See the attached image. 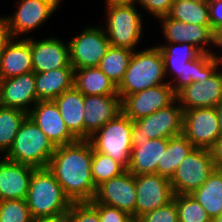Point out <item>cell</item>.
<instances>
[{"instance_id": "1", "label": "cell", "mask_w": 222, "mask_h": 222, "mask_svg": "<svg viewBox=\"0 0 222 222\" xmlns=\"http://www.w3.org/2000/svg\"><path fill=\"white\" fill-rule=\"evenodd\" d=\"M92 145L88 140H77L57 146L48 164L71 202H90L96 194L91 175Z\"/></svg>"}, {"instance_id": "2", "label": "cell", "mask_w": 222, "mask_h": 222, "mask_svg": "<svg viewBox=\"0 0 222 222\" xmlns=\"http://www.w3.org/2000/svg\"><path fill=\"white\" fill-rule=\"evenodd\" d=\"M164 61L165 76L170 72L174 79L167 81L177 94L185 86L212 76L221 67L210 53H202L188 43H167L157 46ZM175 82V83H174Z\"/></svg>"}, {"instance_id": "3", "label": "cell", "mask_w": 222, "mask_h": 222, "mask_svg": "<svg viewBox=\"0 0 222 222\" xmlns=\"http://www.w3.org/2000/svg\"><path fill=\"white\" fill-rule=\"evenodd\" d=\"M26 202L34 220L65 217L72 203L47 167L33 171Z\"/></svg>"}, {"instance_id": "4", "label": "cell", "mask_w": 222, "mask_h": 222, "mask_svg": "<svg viewBox=\"0 0 222 222\" xmlns=\"http://www.w3.org/2000/svg\"><path fill=\"white\" fill-rule=\"evenodd\" d=\"M164 78L166 79L164 61L157 46L134 50L124 77L117 86L118 95L122 99L147 88L168 83L164 82Z\"/></svg>"}, {"instance_id": "5", "label": "cell", "mask_w": 222, "mask_h": 222, "mask_svg": "<svg viewBox=\"0 0 222 222\" xmlns=\"http://www.w3.org/2000/svg\"><path fill=\"white\" fill-rule=\"evenodd\" d=\"M55 150L53 142L27 116L19 127L11 149L4 157L34 168H46Z\"/></svg>"}, {"instance_id": "6", "label": "cell", "mask_w": 222, "mask_h": 222, "mask_svg": "<svg viewBox=\"0 0 222 222\" xmlns=\"http://www.w3.org/2000/svg\"><path fill=\"white\" fill-rule=\"evenodd\" d=\"M132 122L123 112L108 121L89 137L93 150L110 156L127 169L132 151Z\"/></svg>"}, {"instance_id": "7", "label": "cell", "mask_w": 222, "mask_h": 222, "mask_svg": "<svg viewBox=\"0 0 222 222\" xmlns=\"http://www.w3.org/2000/svg\"><path fill=\"white\" fill-rule=\"evenodd\" d=\"M106 30L110 46L134 51L142 37V15L136 4L106 2Z\"/></svg>"}, {"instance_id": "8", "label": "cell", "mask_w": 222, "mask_h": 222, "mask_svg": "<svg viewBox=\"0 0 222 222\" xmlns=\"http://www.w3.org/2000/svg\"><path fill=\"white\" fill-rule=\"evenodd\" d=\"M215 169L209 149L194 148L177 166L169 179L175 195L191 194Z\"/></svg>"}, {"instance_id": "9", "label": "cell", "mask_w": 222, "mask_h": 222, "mask_svg": "<svg viewBox=\"0 0 222 222\" xmlns=\"http://www.w3.org/2000/svg\"><path fill=\"white\" fill-rule=\"evenodd\" d=\"M70 64L74 69L97 67L110 47L105 29L87 27L73 39H70Z\"/></svg>"}, {"instance_id": "10", "label": "cell", "mask_w": 222, "mask_h": 222, "mask_svg": "<svg viewBox=\"0 0 222 222\" xmlns=\"http://www.w3.org/2000/svg\"><path fill=\"white\" fill-rule=\"evenodd\" d=\"M177 104V105H176ZM184 110L176 100L170 106L132 122V136L150 139L183 134Z\"/></svg>"}, {"instance_id": "11", "label": "cell", "mask_w": 222, "mask_h": 222, "mask_svg": "<svg viewBox=\"0 0 222 222\" xmlns=\"http://www.w3.org/2000/svg\"><path fill=\"white\" fill-rule=\"evenodd\" d=\"M135 220L173 201L174 192L169 178L155 174L135 176Z\"/></svg>"}, {"instance_id": "12", "label": "cell", "mask_w": 222, "mask_h": 222, "mask_svg": "<svg viewBox=\"0 0 222 222\" xmlns=\"http://www.w3.org/2000/svg\"><path fill=\"white\" fill-rule=\"evenodd\" d=\"M177 100L169 83L147 88L122 98V112L132 121L147 117Z\"/></svg>"}, {"instance_id": "13", "label": "cell", "mask_w": 222, "mask_h": 222, "mask_svg": "<svg viewBox=\"0 0 222 222\" xmlns=\"http://www.w3.org/2000/svg\"><path fill=\"white\" fill-rule=\"evenodd\" d=\"M18 1H16V12L13 15L4 17L13 38H17L18 35L20 37L22 34H27L39 28L42 23L53 15V12L60 6L59 3L61 2V0Z\"/></svg>"}, {"instance_id": "14", "label": "cell", "mask_w": 222, "mask_h": 222, "mask_svg": "<svg viewBox=\"0 0 222 222\" xmlns=\"http://www.w3.org/2000/svg\"><path fill=\"white\" fill-rule=\"evenodd\" d=\"M183 135L195 148L210 149L221 136L216 108L184 110Z\"/></svg>"}, {"instance_id": "15", "label": "cell", "mask_w": 222, "mask_h": 222, "mask_svg": "<svg viewBox=\"0 0 222 222\" xmlns=\"http://www.w3.org/2000/svg\"><path fill=\"white\" fill-rule=\"evenodd\" d=\"M90 204H104L129 213L135 220L136 187L135 176L128 170L103 182L96 189Z\"/></svg>"}, {"instance_id": "16", "label": "cell", "mask_w": 222, "mask_h": 222, "mask_svg": "<svg viewBox=\"0 0 222 222\" xmlns=\"http://www.w3.org/2000/svg\"><path fill=\"white\" fill-rule=\"evenodd\" d=\"M176 97L183 110L215 107L222 100V69L185 86Z\"/></svg>"}, {"instance_id": "17", "label": "cell", "mask_w": 222, "mask_h": 222, "mask_svg": "<svg viewBox=\"0 0 222 222\" xmlns=\"http://www.w3.org/2000/svg\"><path fill=\"white\" fill-rule=\"evenodd\" d=\"M28 117L37 124L56 147L77 141L67 129L54 100L38 101L28 113Z\"/></svg>"}, {"instance_id": "18", "label": "cell", "mask_w": 222, "mask_h": 222, "mask_svg": "<svg viewBox=\"0 0 222 222\" xmlns=\"http://www.w3.org/2000/svg\"><path fill=\"white\" fill-rule=\"evenodd\" d=\"M122 113L119 95H84V140Z\"/></svg>"}, {"instance_id": "19", "label": "cell", "mask_w": 222, "mask_h": 222, "mask_svg": "<svg viewBox=\"0 0 222 222\" xmlns=\"http://www.w3.org/2000/svg\"><path fill=\"white\" fill-rule=\"evenodd\" d=\"M167 145V138L132 136L131 158L127 170L134 176L157 173L159 160L162 159Z\"/></svg>"}, {"instance_id": "20", "label": "cell", "mask_w": 222, "mask_h": 222, "mask_svg": "<svg viewBox=\"0 0 222 222\" xmlns=\"http://www.w3.org/2000/svg\"><path fill=\"white\" fill-rule=\"evenodd\" d=\"M165 40L168 43H188L198 48L202 53H210L206 48L213 43V30L211 25H197L178 21L164 16L159 18ZM205 46V47H204Z\"/></svg>"}, {"instance_id": "21", "label": "cell", "mask_w": 222, "mask_h": 222, "mask_svg": "<svg viewBox=\"0 0 222 222\" xmlns=\"http://www.w3.org/2000/svg\"><path fill=\"white\" fill-rule=\"evenodd\" d=\"M37 102L34 72L0 79L1 106L20 109L28 114L31 105L34 106Z\"/></svg>"}, {"instance_id": "22", "label": "cell", "mask_w": 222, "mask_h": 222, "mask_svg": "<svg viewBox=\"0 0 222 222\" xmlns=\"http://www.w3.org/2000/svg\"><path fill=\"white\" fill-rule=\"evenodd\" d=\"M32 65L34 73H44L70 64L69 44L55 37L33 40L31 37Z\"/></svg>"}, {"instance_id": "23", "label": "cell", "mask_w": 222, "mask_h": 222, "mask_svg": "<svg viewBox=\"0 0 222 222\" xmlns=\"http://www.w3.org/2000/svg\"><path fill=\"white\" fill-rule=\"evenodd\" d=\"M36 168L0 159V201L26 199L33 171Z\"/></svg>"}, {"instance_id": "24", "label": "cell", "mask_w": 222, "mask_h": 222, "mask_svg": "<svg viewBox=\"0 0 222 222\" xmlns=\"http://www.w3.org/2000/svg\"><path fill=\"white\" fill-rule=\"evenodd\" d=\"M17 39V40H16ZM33 72L31 37L11 38L0 57V79Z\"/></svg>"}, {"instance_id": "25", "label": "cell", "mask_w": 222, "mask_h": 222, "mask_svg": "<svg viewBox=\"0 0 222 222\" xmlns=\"http://www.w3.org/2000/svg\"><path fill=\"white\" fill-rule=\"evenodd\" d=\"M67 129L77 140H84V95L73 87L54 99Z\"/></svg>"}, {"instance_id": "26", "label": "cell", "mask_w": 222, "mask_h": 222, "mask_svg": "<svg viewBox=\"0 0 222 222\" xmlns=\"http://www.w3.org/2000/svg\"><path fill=\"white\" fill-rule=\"evenodd\" d=\"M74 87V68L64 67L44 73H35L38 101L54 100L64 91Z\"/></svg>"}, {"instance_id": "27", "label": "cell", "mask_w": 222, "mask_h": 222, "mask_svg": "<svg viewBox=\"0 0 222 222\" xmlns=\"http://www.w3.org/2000/svg\"><path fill=\"white\" fill-rule=\"evenodd\" d=\"M74 87L83 95H118V88L98 67L74 69Z\"/></svg>"}, {"instance_id": "28", "label": "cell", "mask_w": 222, "mask_h": 222, "mask_svg": "<svg viewBox=\"0 0 222 222\" xmlns=\"http://www.w3.org/2000/svg\"><path fill=\"white\" fill-rule=\"evenodd\" d=\"M191 195L214 220L222 213V170L214 169L208 179Z\"/></svg>"}, {"instance_id": "29", "label": "cell", "mask_w": 222, "mask_h": 222, "mask_svg": "<svg viewBox=\"0 0 222 222\" xmlns=\"http://www.w3.org/2000/svg\"><path fill=\"white\" fill-rule=\"evenodd\" d=\"M193 144L183 135L168 139V145L157 166V174L171 178L177 166L194 149Z\"/></svg>"}, {"instance_id": "30", "label": "cell", "mask_w": 222, "mask_h": 222, "mask_svg": "<svg viewBox=\"0 0 222 222\" xmlns=\"http://www.w3.org/2000/svg\"><path fill=\"white\" fill-rule=\"evenodd\" d=\"M169 18L197 25H211L208 0H174Z\"/></svg>"}, {"instance_id": "31", "label": "cell", "mask_w": 222, "mask_h": 222, "mask_svg": "<svg viewBox=\"0 0 222 222\" xmlns=\"http://www.w3.org/2000/svg\"><path fill=\"white\" fill-rule=\"evenodd\" d=\"M133 52L129 49L110 46L97 67L118 86L128 68Z\"/></svg>"}, {"instance_id": "32", "label": "cell", "mask_w": 222, "mask_h": 222, "mask_svg": "<svg viewBox=\"0 0 222 222\" xmlns=\"http://www.w3.org/2000/svg\"><path fill=\"white\" fill-rule=\"evenodd\" d=\"M28 114L20 109L0 105V153L11 149L20 125Z\"/></svg>"}, {"instance_id": "33", "label": "cell", "mask_w": 222, "mask_h": 222, "mask_svg": "<svg viewBox=\"0 0 222 222\" xmlns=\"http://www.w3.org/2000/svg\"><path fill=\"white\" fill-rule=\"evenodd\" d=\"M126 170L118 161L112 159L110 156L94 151L92 148L91 175L96 188L103 182L119 176Z\"/></svg>"}, {"instance_id": "34", "label": "cell", "mask_w": 222, "mask_h": 222, "mask_svg": "<svg viewBox=\"0 0 222 222\" xmlns=\"http://www.w3.org/2000/svg\"><path fill=\"white\" fill-rule=\"evenodd\" d=\"M179 222H213L203 206L191 194L174 195Z\"/></svg>"}, {"instance_id": "35", "label": "cell", "mask_w": 222, "mask_h": 222, "mask_svg": "<svg viewBox=\"0 0 222 222\" xmlns=\"http://www.w3.org/2000/svg\"><path fill=\"white\" fill-rule=\"evenodd\" d=\"M26 199L0 201V222H34Z\"/></svg>"}, {"instance_id": "36", "label": "cell", "mask_w": 222, "mask_h": 222, "mask_svg": "<svg viewBox=\"0 0 222 222\" xmlns=\"http://www.w3.org/2000/svg\"><path fill=\"white\" fill-rule=\"evenodd\" d=\"M66 222H100L98 211L89 202H72Z\"/></svg>"}, {"instance_id": "37", "label": "cell", "mask_w": 222, "mask_h": 222, "mask_svg": "<svg viewBox=\"0 0 222 222\" xmlns=\"http://www.w3.org/2000/svg\"><path fill=\"white\" fill-rule=\"evenodd\" d=\"M137 222H179L178 210L174 201L140 216Z\"/></svg>"}, {"instance_id": "38", "label": "cell", "mask_w": 222, "mask_h": 222, "mask_svg": "<svg viewBox=\"0 0 222 222\" xmlns=\"http://www.w3.org/2000/svg\"><path fill=\"white\" fill-rule=\"evenodd\" d=\"M99 214L100 222H133V217L116 207L104 204H91Z\"/></svg>"}, {"instance_id": "39", "label": "cell", "mask_w": 222, "mask_h": 222, "mask_svg": "<svg viewBox=\"0 0 222 222\" xmlns=\"http://www.w3.org/2000/svg\"><path fill=\"white\" fill-rule=\"evenodd\" d=\"M173 2L174 0H139L138 5L159 19L168 15Z\"/></svg>"}, {"instance_id": "40", "label": "cell", "mask_w": 222, "mask_h": 222, "mask_svg": "<svg viewBox=\"0 0 222 222\" xmlns=\"http://www.w3.org/2000/svg\"><path fill=\"white\" fill-rule=\"evenodd\" d=\"M212 30L222 27V0H208Z\"/></svg>"}, {"instance_id": "41", "label": "cell", "mask_w": 222, "mask_h": 222, "mask_svg": "<svg viewBox=\"0 0 222 222\" xmlns=\"http://www.w3.org/2000/svg\"><path fill=\"white\" fill-rule=\"evenodd\" d=\"M213 158L215 169L222 170V136H220L209 149Z\"/></svg>"}, {"instance_id": "42", "label": "cell", "mask_w": 222, "mask_h": 222, "mask_svg": "<svg viewBox=\"0 0 222 222\" xmlns=\"http://www.w3.org/2000/svg\"><path fill=\"white\" fill-rule=\"evenodd\" d=\"M11 34L7 26L5 18L0 16V57L3 53L5 45L11 39Z\"/></svg>"}, {"instance_id": "43", "label": "cell", "mask_w": 222, "mask_h": 222, "mask_svg": "<svg viewBox=\"0 0 222 222\" xmlns=\"http://www.w3.org/2000/svg\"><path fill=\"white\" fill-rule=\"evenodd\" d=\"M221 47L222 50V27L213 31V44L212 46ZM210 52V56L214 59L219 65L222 64V55H217V52Z\"/></svg>"}, {"instance_id": "44", "label": "cell", "mask_w": 222, "mask_h": 222, "mask_svg": "<svg viewBox=\"0 0 222 222\" xmlns=\"http://www.w3.org/2000/svg\"><path fill=\"white\" fill-rule=\"evenodd\" d=\"M219 120V128L222 136V100L215 106Z\"/></svg>"}, {"instance_id": "45", "label": "cell", "mask_w": 222, "mask_h": 222, "mask_svg": "<svg viewBox=\"0 0 222 222\" xmlns=\"http://www.w3.org/2000/svg\"><path fill=\"white\" fill-rule=\"evenodd\" d=\"M106 2H112V3H116V4H138L139 0H105Z\"/></svg>"}, {"instance_id": "46", "label": "cell", "mask_w": 222, "mask_h": 222, "mask_svg": "<svg viewBox=\"0 0 222 222\" xmlns=\"http://www.w3.org/2000/svg\"><path fill=\"white\" fill-rule=\"evenodd\" d=\"M34 222H66V218H58V219H46V220H35Z\"/></svg>"}, {"instance_id": "47", "label": "cell", "mask_w": 222, "mask_h": 222, "mask_svg": "<svg viewBox=\"0 0 222 222\" xmlns=\"http://www.w3.org/2000/svg\"><path fill=\"white\" fill-rule=\"evenodd\" d=\"M213 222H222V213H221L219 216H217V217L213 220Z\"/></svg>"}]
</instances>
